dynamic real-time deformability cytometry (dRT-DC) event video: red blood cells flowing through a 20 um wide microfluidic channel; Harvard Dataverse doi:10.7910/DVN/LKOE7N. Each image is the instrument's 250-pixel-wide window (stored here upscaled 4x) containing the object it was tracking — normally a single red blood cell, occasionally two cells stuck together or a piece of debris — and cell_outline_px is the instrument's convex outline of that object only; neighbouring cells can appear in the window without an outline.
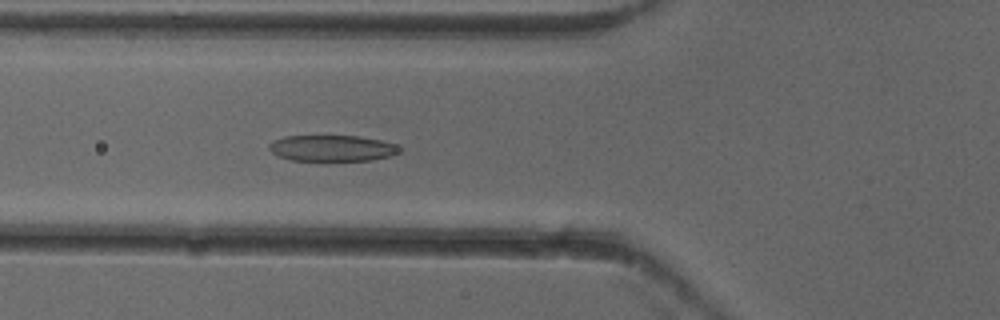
{"species": "common noctule bat (a hibernating species)", "species_latin": "Nyctalus noctula", "temperature_condition": "cold", "stored_images_in_passage": 52, "camera_frame_rate_fps": 3000, "um_per_image_px": 0.085, "animal": {"sex": "female"}, "frame": {"image": 1, "passage_image": 19, "time_ms": 6.0, "image_size_px": [1000, 320], "cell_outline_px": [[404, 148], [400, 152], [388, 156], [372, 160], [292, 160], [276, 156], [268, 148], [268, 144], [284, 136], [360, 136], [380, 140], [396, 144]], "centroid_in_image_um": [28.24, 12.59], "position_along_channel_um": 97.6, "area_um2": 19.83}}
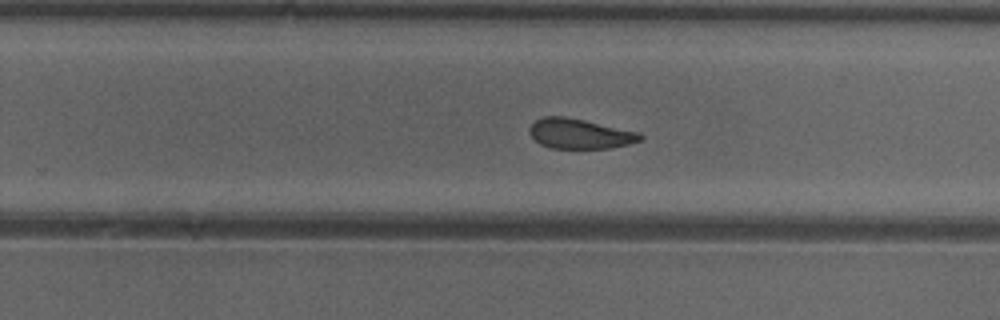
{"frame": {"image": 2, "passage_image": 33, "time_ms": 10.667, "image_size_px": [1000, 320], "cell_outline_px": [[644, 136], [640, 140], [628, 144], [608, 148], [548, 148], [540, 144], [528, 132], [528, 128], [536, 120], [544, 116], [564, 116], [584, 120], [640, 132]], "centroid_in_image_um": [49.26, 11.36], "position_along_channel_um": 280.5, "area_um2": 19.31}}
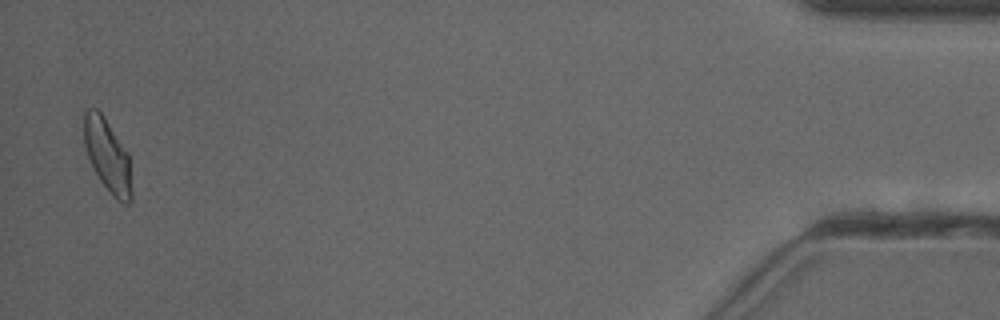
{"frame": {"image": 3, "passage_image": 51, "time_ms": 16.667, "image_size_px": [1000, 320], "cell_outline_px": [[132, 200], [128, 204], [124, 204], [112, 196], [100, 180], [92, 168], [88, 160], [84, 144], [84, 112], [88, 108], [96, 108], [104, 116], [128, 152], [132, 192]], "centroid_in_image_um": [9.13, 13.24], "position_along_channel_um": 426.1, "area_um2": 20.46}, "authors_computed_cell_mechanics": {"area_um2": 20.6057, "velocity_mm_per_s": 3.9263, "shape_relaxation_time_tau1_ms": 4.8134, "shape_relaxation_time_tau2_ms": 2.164, "deformation_change_tau1": 0.1423, "deformation_change_tau2": 0.0724}}